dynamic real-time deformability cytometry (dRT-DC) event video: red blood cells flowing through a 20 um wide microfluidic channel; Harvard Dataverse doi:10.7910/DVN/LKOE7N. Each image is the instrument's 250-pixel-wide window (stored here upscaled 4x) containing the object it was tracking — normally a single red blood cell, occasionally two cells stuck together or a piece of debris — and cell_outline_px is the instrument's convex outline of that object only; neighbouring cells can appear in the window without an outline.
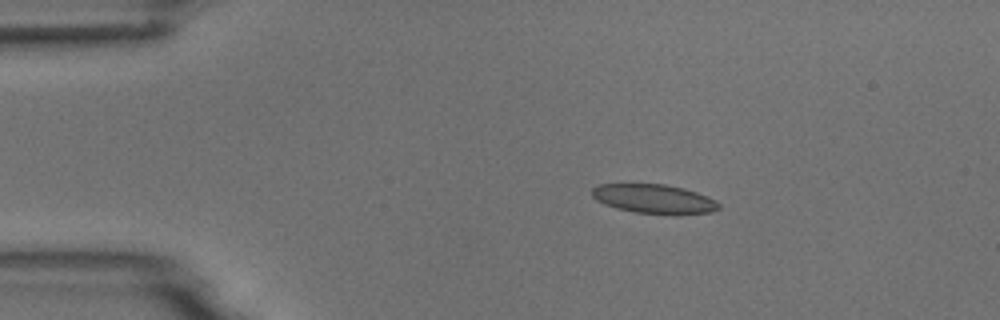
{"species": "common noctule bat (a hibernating species)", "species_latin": "Nyctalus noctula", "temperature_condition": "room temperature", "stored_images_in_passage": 4, "camera_frame_rate_fps": 3000, "um_per_image_px": 0.085, "animal": {"sex": "male", "body_mass_g": 18.8}, "frame": {"image": 1, "passage_image": 2, "time_ms": 2.333, "image_size_px": [1000, 320], "cell_outline_px": [[720, 208], [712, 212], [676, 216], [672, 216], [636, 212], [616, 208], [604, 204], [596, 200], [592, 196], [592, 188], [600, 184], [664, 184], [684, 188], [708, 196], [716, 200], [720, 204]], "centroid_in_image_um": [55.64, 16.93], "position_along_channel_um": 29.4, "area_um2": 22.02}}
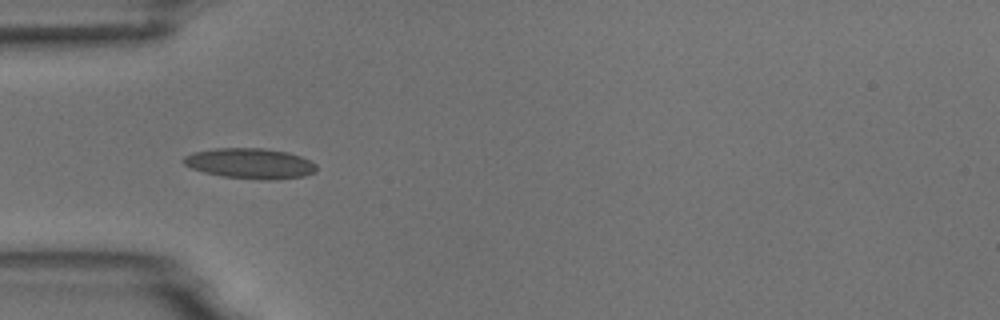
{"frame": {"image": 2, "passage_image": 4, "time_ms": 4.667, "image_size_px": [1000, 320], "cell_outline_px": [[316, 172], [304, 176], [276, 180], [264, 180], [224, 176], [204, 172], [192, 168], [184, 164], [180, 160], [184, 156], [192, 152], [216, 148], [264, 148], [288, 152], [300, 156], [316, 164]], "centroid_in_image_um": [21.26, 13.89], "position_along_channel_um": 63.7, "area_um2": 23.64}}